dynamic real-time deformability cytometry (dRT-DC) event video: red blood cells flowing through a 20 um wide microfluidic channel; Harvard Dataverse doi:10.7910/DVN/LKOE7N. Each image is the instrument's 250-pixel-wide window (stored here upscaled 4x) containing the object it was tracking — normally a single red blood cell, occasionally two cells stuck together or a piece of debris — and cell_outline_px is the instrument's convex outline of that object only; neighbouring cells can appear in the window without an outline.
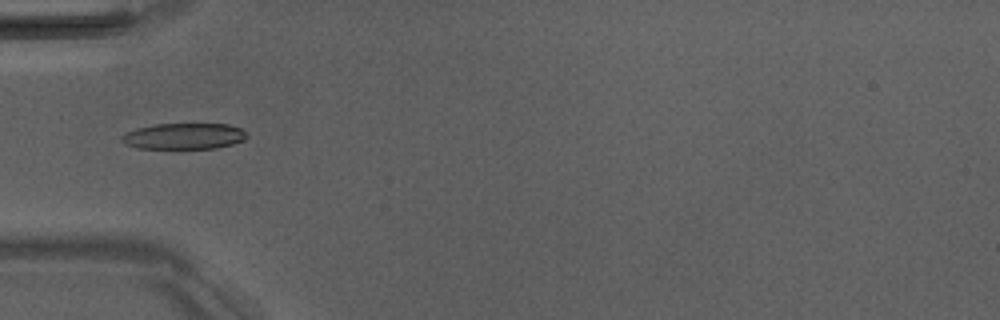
{"species": "Egyptian fruit bat (a non-hibernating species)", "species_latin": "Rousettus aegyptiacus", "temperature_condition": "room temperature", "stored_images_in_passage": 6, "camera_frame_rate_fps": 3000, "um_per_image_px": 0.085, "animal": {"sex": "male"}, "frame": {"image": 1, "passage_image": 5, "time_ms": 5.667, "image_size_px": [1000, 320], "cell_outline_px": [[248, 136], [244, 140], [232, 144], [216, 148], [136, 148], [124, 144], [120, 140], [120, 136], [136, 128], [152, 124], [228, 124], [240, 128]], "centroid_in_image_um": [15.6, 11.57], "position_along_channel_um": 69.4, "area_um2": 19.02}}